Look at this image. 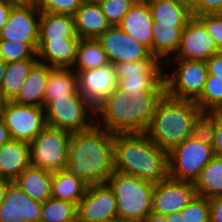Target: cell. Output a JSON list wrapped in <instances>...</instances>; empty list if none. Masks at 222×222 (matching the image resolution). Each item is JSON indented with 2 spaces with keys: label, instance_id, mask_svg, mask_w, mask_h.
<instances>
[{
  "label": "cell",
  "instance_id": "6da1fadb",
  "mask_svg": "<svg viewBox=\"0 0 222 222\" xmlns=\"http://www.w3.org/2000/svg\"><path fill=\"white\" fill-rule=\"evenodd\" d=\"M63 171L87 185L107 184L115 172L114 133L96 124L71 134L69 160Z\"/></svg>",
  "mask_w": 222,
  "mask_h": 222
},
{
  "label": "cell",
  "instance_id": "7a4b0ae2",
  "mask_svg": "<svg viewBox=\"0 0 222 222\" xmlns=\"http://www.w3.org/2000/svg\"><path fill=\"white\" fill-rule=\"evenodd\" d=\"M166 91H125L115 88L95 107L96 125L116 133H146Z\"/></svg>",
  "mask_w": 222,
  "mask_h": 222
},
{
  "label": "cell",
  "instance_id": "3957f363",
  "mask_svg": "<svg viewBox=\"0 0 222 222\" xmlns=\"http://www.w3.org/2000/svg\"><path fill=\"white\" fill-rule=\"evenodd\" d=\"M115 171L157 184L169 177L168 152L146 133L114 134Z\"/></svg>",
  "mask_w": 222,
  "mask_h": 222
},
{
  "label": "cell",
  "instance_id": "277c9868",
  "mask_svg": "<svg viewBox=\"0 0 222 222\" xmlns=\"http://www.w3.org/2000/svg\"><path fill=\"white\" fill-rule=\"evenodd\" d=\"M202 111L194 101L164 95L159 101L146 134L158 147L169 152L191 137L192 124Z\"/></svg>",
  "mask_w": 222,
  "mask_h": 222
},
{
  "label": "cell",
  "instance_id": "5b68a950",
  "mask_svg": "<svg viewBox=\"0 0 222 222\" xmlns=\"http://www.w3.org/2000/svg\"><path fill=\"white\" fill-rule=\"evenodd\" d=\"M107 184L114 191L118 217L130 222H144L152 212L155 184L117 171Z\"/></svg>",
  "mask_w": 222,
  "mask_h": 222
},
{
  "label": "cell",
  "instance_id": "8992f818",
  "mask_svg": "<svg viewBox=\"0 0 222 222\" xmlns=\"http://www.w3.org/2000/svg\"><path fill=\"white\" fill-rule=\"evenodd\" d=\"M46 125L70 133L85 131L96 124L95 107L83 94L56 97L44 106Z\"/></svg>",
  "mask_w": 222,
  "mask_h": 222
},
{
  "label": "cell",
  "instance_id": "52a82bcc",
  "mask_svg": "<svg viewBox=\"0 0 222 222\" xmlns=\"http://www.w3.org/2000/svg\"><path fill=\"white\" fill-rule=\"evenodd\" d=\"M164 67L166 95L194 102L201 96L209 74L206 61L169 59Z\"/></svg>",
  "mask_w": 222,
  "mask_h": 222
},
{
  "label": "cell",
  "instance_id": "ba28073f",
  "mask_svg": "<svg viewBox=\"0 0 222 222\" xmlns=\"http://www.w3.org/2000/svg\"><path fill=\"white\" fill-rule=\"evenodd\" d=\"M71 134L46 125L29 143L31 166L51 172L63 170L69 160Z\"/></svg>",
  "mask_w": 222,
  "mask_h": 222
},
{
  "label": "cell",
  "instance_id": "9c48e42d",
  "mask_svg": "<svg viewBox=\"0 0 222 222\" xmlns=\"http://www.w3.org/2000/svg\"><path fill=\"white\" fill-rule=\"evenodd\" d=\"M117 89L125 91H166L164 63L151 56L148 60L113 65Z\"/></svg>",
  "mask_w": 222,
  "mask_h": 222
},
{
  "label": "cell",
  "instance_id": "30bf717a",
  "mask_svg": "<svg viewBox=\"0 0 222 222\" xmlns=\"http://www.w3.org/2000/svg\"><path fill=\"white\" fill-rule=\"evenodd\" d=\"M213 157V146L189 137L168 152L169 177L195 182Z\"/></svg>",
  "mask_w": 222,
  "mask_h": 222
},
{
  "label": "cell",
  "instance_id": "8fae6325",
  "mask_svg": "<svg viewBox=\"0 0 222 222\" xmlns=\"http://www.w3.org/2000/svg\"><path fill=\"white\" fill-rule=\"evenodd\" d=\"M0 116L11 138L30 143L46 126L44 107L4 101Z\"/></svg>",
  "mask_w": 222,
  "mask_h": 222
},
{
  "label": "cell",
  "instance_id": "7c38bea8",
  "mask_svg": "<svg viewBox=\"0 0 222 222\" xmlns=\"http://www.w3.org/2000/svg\"><path fill=\"white\" fill-rule=\"evenodd\" d=\"M196 195L194 182L168 177L154 185L152 212L163 215L180 212Z\"/></svg>",
  "mask_w": 222,
  "mask_h": 222
},
{
  "label": "cell",
  "instance_id": "4fadbf2b",
  "mask_svg": "<svg viewBox=\"0 0 222 222\" xmlns=\"http://www.w3.org/2000/svg\"><path fill=\"white\" fill-rule=\"evenodd\" d=\"M116 217L117 200L109 185H88L77 205L78 222H104Z\"/></svg>",
  "mask_w": 222,
  "mask_h": 222
},
{
  "label": "cell",
  "instance_id": "5bb4252c",
  "mask_svg": "<svg viewBox=\"0 0 222 222\" xmlns=\"http://www.w3.org/2000/svg\"><path fill=\"white\" fill-rule=\"evenodd\" d=\"M97 39L102 44L111 65L148 60L152 56L146 46L136 41L119 26H110Z\"/></svg>",
  "mask_w": 222,
  "mask_h": 222
},
{
  "label": "cell",
  "instance_id": "9a60e30c",
  "mask_svg": "<svg viewBox=\"0 0 222 222\" xmlns=\"http://www.w3.org/2000/svg\"><path fill=\"white\" fill-rule=\"evenodd\" d=\"M41 11L35 5H14L0 40L38 44Z\"/></svg>",
  "mask_w": 222,
  "mask_h": 222
},
{
  "label": "cell",
  "instance_id": "2e32d148",
  "mask_svg": "<svg viewBox=\"0 0 222 222\" xmlns=\"http://www.w3.org/2000/svg\"><path fill=\"white\" fill-rule=\"evenodd\" d=\"M220 52L204 24L192 16L182 32L181 43L175 56L171 59L207 61Z\"/></svg>",
  "mask_w": 222,
  "mask_h": 222
},
{
  "label": "cell",
  "instance_id": "e0dca14e",
  "mask_svg": "<svg viewBox=\"0 0 222 222\" xmlns=\"http://www.w3.org/2000/svg\"><path fill=\"white\" fill-rule=\"evenodd\" d=\"M42 203L31 199L13 181L0 204V222H40Z\"/></svg>",
  "mask_w": 222,
  "mask_h": 222
},
{
  "label": "cell",
  "instance_id": "ac0fdd59",
  "mask_svg": "<svg viewBox=\"0 0 222 222\" xmlns=\"http://www.w3.org/2000/svg\"><path fill=\"white\" fill-rule=\"evenodd\" d=\"M79 87L83 96L94 106L99 105L117 88L114 66L79 71Z\"/></svg>",
  "mask_w": 222,
  "mask_h": 222
},
{
  "label": "cell",
  "instance_id": "d6986e66",
  "mask_svg": "<svg viewBox=\"0 0 222 222\" xmlns=\"http://www.w3.org/2000/svg\"><path fill=\"white\" fill-rule=\"evenodd\" d=\"M79 40V37L38 40V62L51 67L72 68Z\"/></svg>",
  "mask_w": 222,
  "mask_h": 222
},
{
  "label": "cell",
  "instance_id": "ffe728a7",
  "mask_svg": "<svg viewBox=\"0 0 222 222\" xmlns=\"http://www.w3.org/2000/svg\"><path fill=\"white\" fill-rule=\"evenodd\" d=\"M152 14L147 0L133 4L118 25L136 41L146 46L152 54Z\"/></svg>",
  "mask_w": 222,
  "mask_h": 222
},
{
  "label": "cell",
  "instance_id": "44dd1931",
  "mask_svg": "<svg viewBox=\"0 0 222 222\" xmlns=\"http://www.w3.org/2000/svg\"><path fill=\"white\" fill-rule=\"evenodd\" d=\"M30 165L29 143L11 139L0 146V178L13 182Z\"/></svg>",
  "mask_w": 222,
  "mask_h": 222
},
{
  "label": "cell",
  "instance_id": "7402d4cb",
  "mask_svg": "<svg viewBox=\"0 0 222 222\" xmlns=\"http://www.w3.org/2000/svg\"><path fill=\"white\" fill-rule=\"evenodd\" d=\"M74 20L80 39H97L110 27L99 3L83 2L75 12Z\"/></svg>",
  "mask_w": 222,
  "mask_h": 222
},
{
  "label": "cell",
  "instance_id": "603a6c76",
  "mask_svg": "<svg viewBox=\"0 0 222 222\" xmlns=\"http://www.w3.org/2000/svg\"><path fill=\"white\" fill-rule=\"evenodd\" d=\"M154 23L185 27L193 16L190 4L184 0H147Z\"/></svg>",
  "mask_w": 222,
  "mask_h": 222
},
{
  "label": "cell",
  "instance_id": "cb8c5ba5",
  "mask_svg": "<svg viewBox=\"0 0 222 222\" xmlns=\"http://www.w3.org/2000/svg\"><path fill=\"white\" fill-rule=\"evenodd\" d=\"M51 68L47 64L37 62L12 101L19 104L44 107V94Z\"/></svg>",
  "mask_w": 222,
  "mask_h": 222
},
{
  "label": "cell",
  "instance_id": "d4e9b609",
  "mask_svg": "<svg viewBox=\"0 0 222 222\" xmlns=\"http://www.w3.org/2000/svg\"><path fill=\"white\" fill-rule=\"evenodd\" d=\"M53 172L29 166L14 181L31 199L45 202L51 197Z\"/></svg>",
  "mask_w": 222,
  "mask_h": 222
},
{
  "label": "cell",
  "instance_id": "484cf974",
  "mask_svg": "<svg viewBox=\"0 0 222 222\" xmlns=\"http://www.w3.org/2000/svg\"><path fill=\"white\" fill-rule=\"evenodd\" d=\"M184 27H172L153 23L152 56L162 63L173 58L177 53Z\"/></svg>",
  "mask_w": 222,
  "mask_h": 222
},
{
  "label": "cell",
  "instance_id": "4316f807",
  "mask_svg": "<svg viewBox=\"0 0 222 222\" xmlns=\"http://www.w3.org/2000/svg\"><path fill=\"white\" fill-rule=\"evenodd\" d=\"M70 94H82L77 72L72 68L52 67L49 70L45 89L44 106L56 97H65Z\"/></svg>",
  "mask_w": 222,
  "mask_h": 222
},
{
  "label": "cell",
  "instance_id": "83f0119b",
  "mask_svg": "<svg viewBox=\"0 0 222 222\" xmlns=\"http://www.w3.org/2000/svg\"><path fill=\"white\" fill-rule=\"evenodd\" d=\"M67 37H78L74 16L41 11L38 40H57Z\"/></svg>",
  "mask_w": 222,
  "mask_h": 222
},
{
  "label": "cell",
  "instance_id": "f1b7e54d",
  "mask_svg": "<svg viewBox=\"0 0 222 222\" xmlns=\"http://www.w3.org/2000/svg\"><path fill=\"white\" fill-rule=\"evenodd\" d=\"M109 59L98 39H80L72 69L79 71L101 68L109 65Z\"/></svg>",
  "mask_w": 222,
  "mask_h": 222
},
{
  "label": "cell",
  "instance_id": "f546056e",
  "mask_svg": "<svg viewBox=\"0 0 222 222\" xmlns=\"http://www.w3.org/2000/svg\"><path fill=\"white\" fill-rule=\"evenodd\" d=\"M37 62L38 59H26L6 63L1 88V98L3 101H12L17 96L30 70Z\"/></svg>",
  "mask_w": 222,
  "mask_h": 222
},
{
  "label": "cell",
  "instance_id": "4dcf8cb0",
  "mask_svg": "<svg viewBox=\"0 0 222 222\" xmlns=\"http://www.w3.org/2000/svg\"><path fill=\"white\" fill-rule=\"evenodd\" d=\"M88 185L80 178L68 175L63 170L53 172L51 197L78 205Z\"/></svg>",
  "mask_w": 222,
  "mask_h": 222
},
{
  "label": "cell",
  "instance_id": "1f68e13d",
  "mask_svg": "<svg viewBox=\"0 0 222 222\" xmlns=\"http://www.w3.org/2000/svg\"><path fill=\"white\" fill-rule=\"evenodd\" d=\"M197 195L211 199L222 195V158L214 156L194 182Z\"/></svg>",
  "mask_w": 222,
  "mask_h": 222
},
{
  "label": "cell",
  "instance_id": "d6a6232c",
  "mask_svg": "<svg viewBox=\"0 0 222 222\" xmlns=\"http://www.w3.org/2000/svg\"><path fill=\"white\" fill-rule=\"evenodd\" d=\"M77 220V206L71 202L50 197L42 202L40 222H74Z\"/></svg>",
  "mask_w": 222,
  "mask_h": 222
},
{
  "label": "cell",
  "instance_id": "836d02e7",
  "mask_svg": "<svg viewBox=\"0 0 222 222\" xmlns=\"http://www.w3.org/2000/svg\"><path fill=\"white\" fill-rule=\"evenodd\" d=\"M195 103L202 112H222V81L208 74L204 90Z\"/></svg>",
  "mask_w": 222,
  "mask_h": 222
},
{
  "label": "cell",
  "instance_id": "e575fe53",
  "mask_svg": "<svg viewBox=\"0 0 222 222\" xmlns=\"http://www.w3.org/2000/svg\"><path fill=\"white\" fill-rule=\"evenodd\" d=\"M38 44L0 40V59L5 63L37 59Z\"/></svg>",
  "mask_w": 222,
  "mask_h": 222
},
{
  "label": "cell",
  "instance_id": "d590c367",
  "mask_svg": "<svg viewBox=\"0 0 222 222\" xmlns=\"http://www.w3.org/2000/svg\"><path fill=\"white\" fill-rule=\"evenodd\" d=\"M216 125V112H201L194 120L191 138L213 146Z\"/></svg>",
  "mask_w": 222,
  "mask_h": 222
},
{
  "label": "cell",
  "instance_id": "8d00e7d4",
  "mask_svg": "<svg viewBox=\"0 0 222 222\" xmlns=\"http://www.w3.org/2000/svg\"><path fill=\"white\" fill-rule=\"evenodd\" d=\"M180 212L181 222H210V199L196 195Z\"/></svg>",
  "mask_w": 222,
  "mask_h": 222
},
{
  "label": "cell",
  "instance_id": "74e56055",
  "mask_svg": "<svg viewBox=\"0 0 222 222\" xmlns=\"http://www.w3.org/2000/svg\"><path fill=\"white\" fill-rule=\"evenodd\" d=\"M99 5L110 26H118L133 3L128 0H103Z\"/></svg>",
  "mask_w": 222,
  "mask_h": 222
},
{
  "label": "cell",
  "instance_id": "f35d334b",
  "mask_svg": "<svg viewBox=\"0 0 222 222\" xmlns=\"http://www.w3.org/2000/svg\"><path fill=\"white\" fill-rule=\"evenodd\" d=\"M83 0H38L37 8L40 11L74 16Z\"/></svg>",
  "mask_w": 222,
  "mask_h": 222
},
{
  "label": "cell",
  "instance_id": "ab89813d",
  "mask_svg": "<svg viewBox=\"0 0 222 222\" xmlns=\"http://www.w3.org/2000/svg\"><path fill=\"white\" fill-rule=\"evenodd\" d=\"M213 38L217 48L222 51V13L195 15Z\"/></svg>",
  "mask_w": 222,
  "mask_h": 222
},
{
  "label": "cell",
  "instance_id": "60d3db41",
  "mask_svg": "<svg viewBox=\"0 0 222 222\" xmlns=\"http://www.w3.org/2000/svg\"><path fill=\"white\" fill-rule=\"evenodd\" d=\"M189 4L193 16L222 13V0H192Z\"/></svg>",
  "mask_w": 222,
  "mask_h": 222
},
{
  "label": "cell",
  "instance_id": "b9f144b4",
  "mask_svg": "<svg viewBox=\"0 0 222 222\" xmlns=\"http://www.w3.org/2000/svg\"><path fill=\"white\" fill-rule=\"evenodd\" d=\"M206 63L208 73L214 75V79L222 81V51L212 55Z\"/></svg>",
  "mask_w": 222,
  "mask_h": 222
},
{
  "label": "cell",
  "instance_id": "7bdbcfd3",
  "mask_svg": "<svg viewBox=\"0 0 222 222\" xmlns=\"http://www.w3.org/2000/svg\"><path fill=\"white\" fill-rule=\"evenodd\" d=\"M214 156L222 158V112H216L215 136L213 141Z\"/></svg>",
  "mask_w": 222,
  "mask_h": 222
},
{
  "label": "cell",
  "instance_id": "ee69618b",
  "mask_svg": "<svg viewBox=\"0 0 222 222\" xmlns=\"http://www.w3.org/2000/svg\"><path fill=\"white\" fill-rule=\"evenodd\" d=\"M210 222H222V195L210 199Z\"/></svg>",
  "mask_w": 222,
  "mask_h": 222
},
{
  "label": "cell",
  "instance_id": "f6af8a7d",
  "mask_svg": "<svg viewBox=\"0 0 222 222\" xmlns=\"http://www.w3.org/2000/svg\"><path fill=\"white\" fill-rule=\"evenodd\" d=\"M13 6L14 4L10 3L8 0H0V31L7 23Z\"/></svg>",
  "mask_w": 222,
  "mask_h": 222
},
{
  "label": "cell",
  "instance_id": "bcb514c9",
  "mask_svg": "<svg viewBox=\"0 0 222 222\" xmlns=\"http://www.w3.org/2000/svg\"><path fill=\"white\" fill-rule=\"evenodd\" d=\"M144 222H172V214L163 215L155 212H150Z\"/></svg>",
  "mask_w": 222,
  "mask_h": 222
},
{
  "label": "cell",
  "instance_id": "7dc6e473",
  "mask_svg": "<svg viewBox=\"0 0 222 222\" xmlns=\"http://www.w3.org/2000/svg\"><path fill=\"white\" fill-rule=\"evenodd\" d=\"M11 139L10 132L5 125L3 118L0 116V146L10 141Z\"/></svg>",
  "mask_w": 222,
  "mask_h": 222
},
{
  "label": "cell",
  "instance_id": "c3c4849f",
  "mask_svg": "<svg viewBox=\"0 0 222 222\" xmlns=\"http://www.w3.org/2000/svg\"><path fill=\"white\" fill-rule=\"evenodd\" d=\"M10 182L11 181H9V180L0 178V204L2 203V201L5 198L7 188L9 186Z\"/></svg>",
  "mask_w": 222,
  "mask_h": 222
},
{
  "label": "cell",
  "instance_id": "681fc988",
  "mask_svg": "<svg viewBox=\"0 0 222 222\" xmlns=\"http://www.w3.org/2000/svg\"><path fill=\"white\" fill-rule=\"evenodd\" d=\"M14 5H37L38 0H8Z\"/></svg>",
  "mask_w": 222,
  "mask_h": 222
},
{
  "label": "cell",
  "instance_id": "f907efd6",
  "mask_svg": "<svg viewBox=\"0 0 222 222\" xmlns=\"http://www.w3.org/2000/svg\"><path fill=\"white\" fill-rule=\"evenodd\" d=\"M6 70V63L0 59V96H1V88H2V81L5 75Z\"/></svg>",
  "mask_w": 222,
  "mask_h": 222
},
{
  "label": "cell",
  "instance_id": "816d5d0a",
  "mask_svg": "<svg viewBox=\"0 0 222 222\" xmlns=\"http://www.w3.org/2000/svg\"><path fill=\"white\" fill-rule=\"evenodd\" d=\"M172 222H181V212L172 214Z\"/></svg>",
  "mask_w": 222,
  "mask_h": 222
},
{
  "label": "cell",
  "instance_id": "f5cc1de1",
  "mask_svg": "<svg viewBox=\"0 0 222 222\" xmlns=\"http://www.w3.org/2000/svg\"><path fill=\"white\" fill-rule=\"evenodd\" d=\"M104 222H130V221L125 220V219H123V218L116 217V218L109 219V220L104 221Z\"/></svg>",
  "mask_w": 222,
  "mask_h": 222
},
{
  "label": "cell",
  "instance_id": "db71d44e",
  "mask_svg": "<svg viewBox=\"0 0 222 222\" xmlns=\"http://www.w3.org/2000/svg\"><path fill=\"white\" fill-rule=\"evenodd\" d=\"M103 0H83V2H88V3H100Z\"/></svg>",
  "mask_w": 222,
  "mask_h": 222
},
{
  "label": "cell",
  "instance_id": "11a10c76",
  "mask_svg": "<svg viewBox=\"0 0 222 222\" xmlns=\"http://www.w3.org/2000/svg\"><path fill=\"white\" fill-rule=\"evenodd\" d=\"M128 1H131L133 4H136V3L142 2L143 0H128Z\"/></svg>",
  "mask_w": 222,
  "mask_h": 222
},
{
  "label": "cell",
  "instance_id": "9f6ffc18",
  "mask_svg": "<svg viewBox=\"0 0 222 222\" xmlns=\"http://www.w3.org/2000/svg\"><path fill=\"white\" fill-rule=\"evenodd\" d=\"M3 100H2V98H1V96H0V112H1V107H2V104H3Z\"/></svg>",
  "mask_w": 222,
  "mask_h": 222
}]
</instances>
